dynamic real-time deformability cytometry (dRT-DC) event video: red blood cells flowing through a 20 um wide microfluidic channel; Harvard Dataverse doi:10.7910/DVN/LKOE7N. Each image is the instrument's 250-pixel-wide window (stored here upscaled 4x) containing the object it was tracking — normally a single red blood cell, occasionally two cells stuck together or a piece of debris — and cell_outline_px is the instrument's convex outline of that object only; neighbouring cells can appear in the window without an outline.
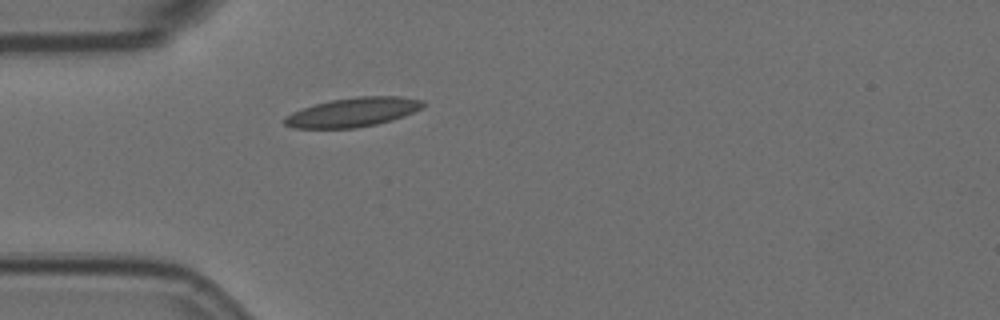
{"species": "Egyptian fruit bat (a non-hibernating species)", "species_latin": "Rousettus aegyptiacus", "temperature_condition": "room temperature", "stored_images_in_passage": 1, "camera_frame_rate_fps": 3000, "um_per_image_px": 0.085, "animal": {"sex": "female"}, "frame": {"image": 1, "passage_image": 1, "time_ms": 0.0, "image_size_px": [1000, 320], "cell_outline_px": [[424, 104], [420, 108], [404, 116], [376, 124], [356, 128], [292, 128], [284, 124], [284, 116], [300, 108], [332, 100], [356, 96], [400, 96], [424, 100]], "centroid_in_image_um": [29.96, 9.53], "position_along_channel_um": 55.0, "area_um2": 23.47}}